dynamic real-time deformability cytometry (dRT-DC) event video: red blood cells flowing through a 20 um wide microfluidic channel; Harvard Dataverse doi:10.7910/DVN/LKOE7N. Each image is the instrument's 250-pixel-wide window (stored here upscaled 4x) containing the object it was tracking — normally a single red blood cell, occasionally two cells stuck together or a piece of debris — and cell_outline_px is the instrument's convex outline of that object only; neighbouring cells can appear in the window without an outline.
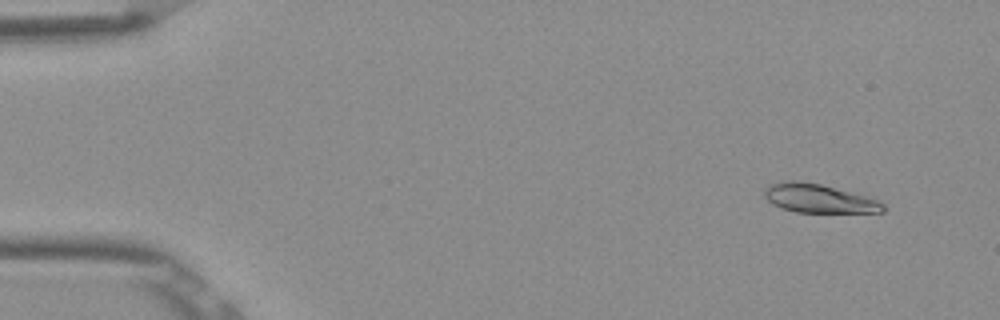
{"species": "Egyptian fruit bat (a non-hibernating species)", "species_latin": "Rousettus aegyptiacus", "temperature_condition": "room temperature", "stored_images_in_passage": 6, "camera_frame_rate_fps": 3000, "um_per_image_px": 0.085, "frame": {"image": 1, "passage_image": 2, "time_ms": 0.333, "image_size_px": [1000, 320], "cell_outline_px": [[884, 212], [796, 212], [780, 208], [772, 204], [764, 196], [764, 188], [768, 184], [784, 180], [796, 180], [820, 184], [864, 196], [876, 200], [884, 204]], "centroid_in_image_um": [69.51, 16.86], "position_along_channel_um": 15.5, "area_um2": 19.71}}
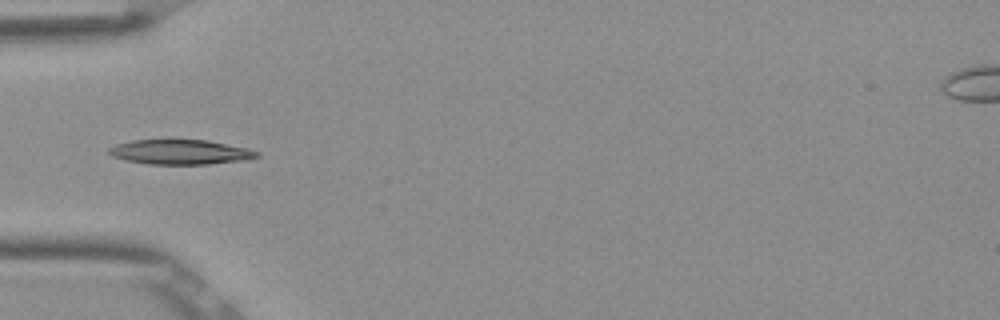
{"frame": {"image": 2, "passage_image": 5, "time_ms": 1.333, "image_size_px": [1000, 320], "cell_outline_px": [[260, 156], [248, 160], [208, 164], [148, 164], [124, 160], [112, 156], [108, 152], [108, 148], [116, 144], [132, 140], [208, 140], [248, 148], [260, 152]], "centroid_in_image_um": [15.36, 12.92], "position_along_channel_um": 69.6, "area_um2": 21.5}}
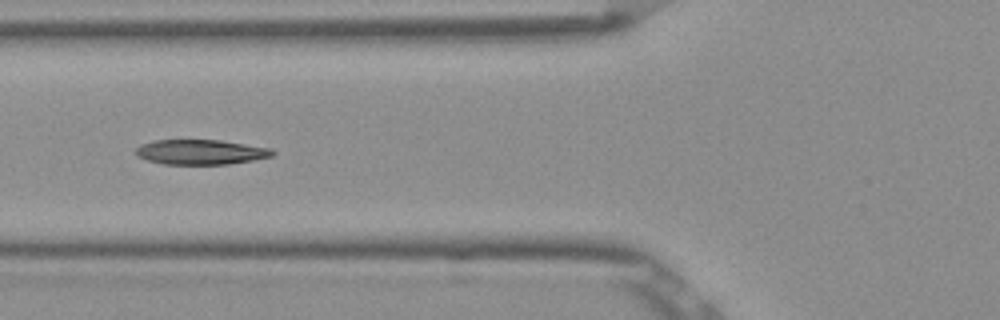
{"frame": {"image": 3, "passage_image": 6, "time_ms": 1.667, "image_size_px": [1000, 320], "cell_outline_px": [[276, 152], [272, 156], [252, 160], [228, 164], [164, 164], [148, 160], [136, 156], [136, 148], [140, 144], [152, 140], [220, 140], [272, 148]], "centroid_in_image_um": [17.05, 12.92], "position_along_channel_um": 108.7, "area_um2": 19.88}}